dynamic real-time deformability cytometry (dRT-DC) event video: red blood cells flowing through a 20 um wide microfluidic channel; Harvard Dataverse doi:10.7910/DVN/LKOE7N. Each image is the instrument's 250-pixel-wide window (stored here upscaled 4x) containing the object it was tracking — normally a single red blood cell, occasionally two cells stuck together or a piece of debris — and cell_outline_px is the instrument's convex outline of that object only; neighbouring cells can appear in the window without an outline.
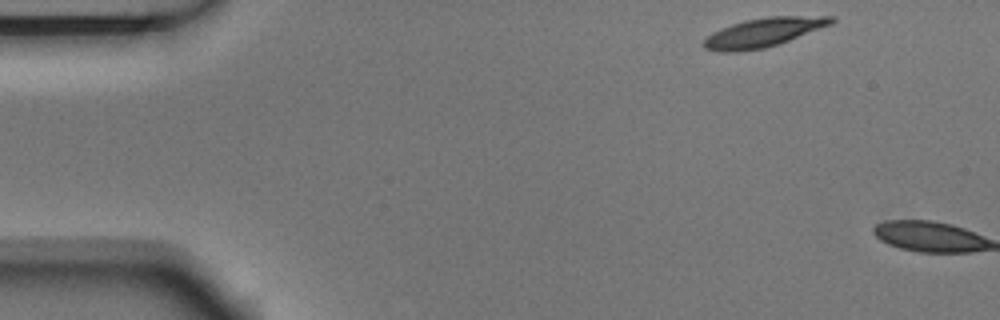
{"species": "Egyptian fruit bat (a non-hibernating species)", "species_latin": "Rousettus aegyptiacus", "temperature_condition": "room temperature", "stored_images_in_passage": 2, "camera_frame_rate_fps": 3000, "um_per_image_px": 0.085, "animal": {"sex": "male"}, "frame": {"image": 1, "passage_image": 1, "time_ms": 0.0, "image_size_px": [1000, 320], "cell_outline_px": [[836, 20], [832, 24], [788, 40], [764, 48], [740, 52], [720, 52], [704, 48], [704, 40], [712, 32], [720, 28], [744, 20], [768, 16], [836, 16]], "centroid_in_image_um": [64.88, 2.75], "position_along_channel_um": 20.1, "area_um2": 21.44}}